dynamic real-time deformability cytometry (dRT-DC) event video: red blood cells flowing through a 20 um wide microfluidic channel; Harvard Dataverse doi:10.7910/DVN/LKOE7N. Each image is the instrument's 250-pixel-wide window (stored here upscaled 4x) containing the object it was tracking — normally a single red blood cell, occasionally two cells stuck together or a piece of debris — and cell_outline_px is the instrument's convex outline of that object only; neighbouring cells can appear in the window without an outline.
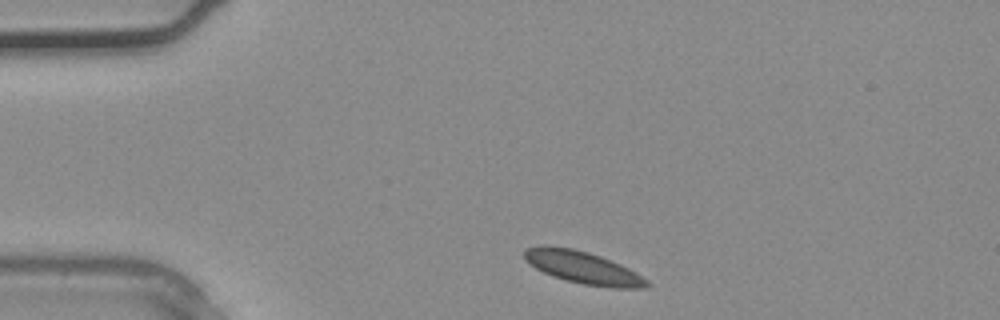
{"species": "common noctule bat (a hibernating species)", "species_latin": "Nyctalus noctula", "temperature_condition": "warm", "stored_images_in_passage": 2, "camera_frame_rate_fps": 3000, "um_per_image_px": 0.085, "animal": {"sex": "male", "body_mass_g": 20.4}, "frame": {"image": 1, "passage_image": 1, "time_ms": 0.0, "image_size_px": [1000, 320], "cell_outline_px": [[652, 284], [644, 288], [612, 288], [584, 284], [564, 280], [552, 276], [536, 268], [524, 256], [524, 248], [572, 248], [588, 252], [600, 256], [620, 264], [636, 272], [648, 280]], "centroid_in_image_um": [49.66, 22.79], "position_along_channel_um": 35.3, "area_um2": 22.43}}
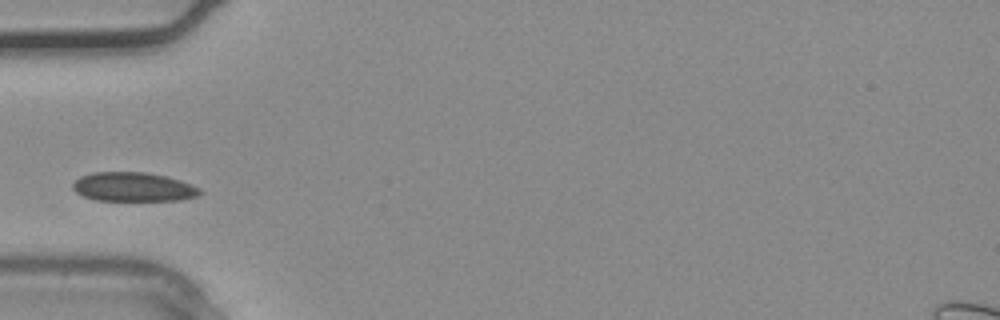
{"frame": {"image": 2, "passage_image": 2, "time_ms": 0.333, "image_size_px": [1000, 320], "cell_outline_px": [[204, 192], [200, 196], [180, 200], [96, 200], [84, 196], [76, 192], [72, 188], [72, 184], [80, 176], [92, 172], [144, 172], [168, 176], [192, 184], [200, 188]], "centroid_in_image_um": [11.38, 15.88], "position_along_channel_um": 73.6, "area_um2": 21.73}}